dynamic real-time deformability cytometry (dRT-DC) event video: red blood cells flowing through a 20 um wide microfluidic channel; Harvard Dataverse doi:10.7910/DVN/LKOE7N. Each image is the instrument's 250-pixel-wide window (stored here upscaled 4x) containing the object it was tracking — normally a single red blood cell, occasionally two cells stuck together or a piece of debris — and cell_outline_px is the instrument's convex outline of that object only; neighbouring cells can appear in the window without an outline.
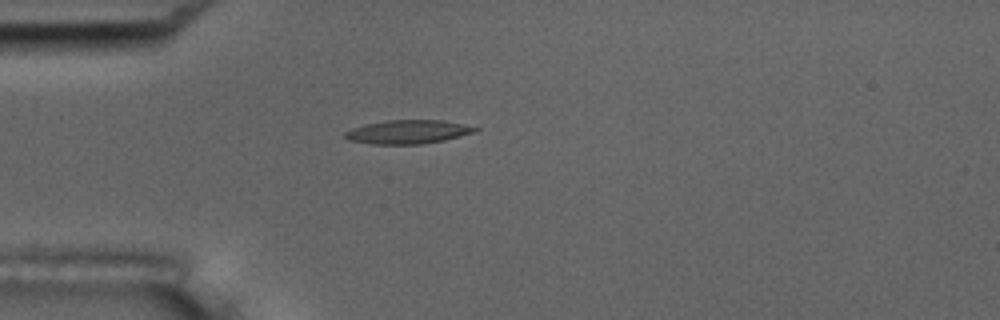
{"species": "common noctule bat (a hibernating species)", "species_latin": "Nyctalus noctula", "temperature_condition": "room temperature", "stored_images_in_passage": 40, "camera_frame_rate_fps": 3000, "um_per_image_px": 0.085, "animal": {"sex": "male", "body_mass_g": 17.5, "forearm_length_mm": 52.3}, "frame": {"image": 1, "passage_image": 1, "time_ms": 0.0, "image_size_px": [1000, 320], "cell_outline_px": [[480, 128], [476, 132], [444, 140], [420, 144], [372, 144], [348, 140], [344, 136], [344, 132], [352, 128], [364, 124], [388, 120], [444, 120], [464, 124]], "centroid_in_image_um": [34.67, 11.2], "position_along_channel_um": 50.3, "area_um2": 18.03}}
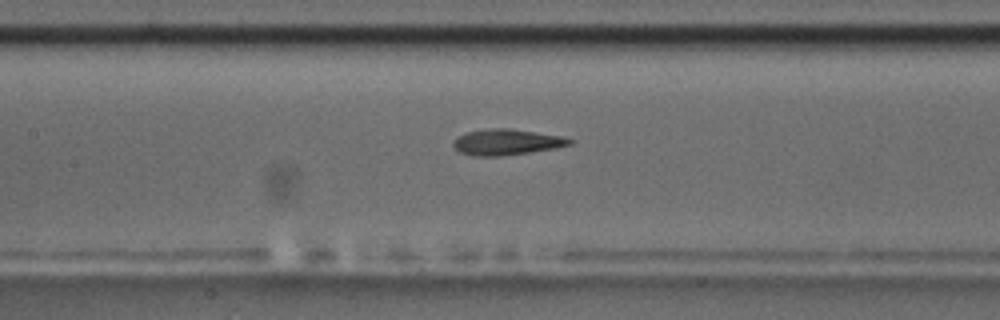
{"frame": {"image": 2, "passage_image": 11, "time_ms": 3.333, "image_size_px": [1000, 320], "cell_outline_px": [[576, 140], [572, 144], [552, 148], [528, 152], [500, 156], [472, 156], [460, 152], [452, 148], [452, 140], [456, 136], [464, 132], [492, 128], [508, 128], [560, 136]], "centroid_in_image_um": [42.97, 12.07], "position_along_channel_um": 164.4, "area_um2": 17.57}}
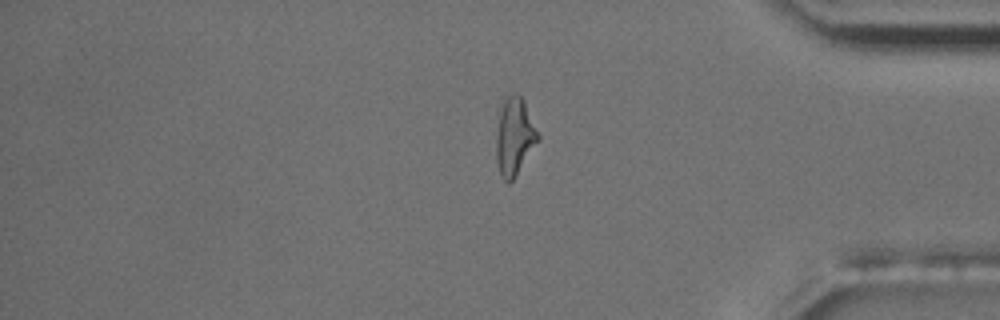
{"frame": {"image": 3, "passage_image": 31, "time_ms": 10.0, "image_size_px": [1000, 320], "cell_outline_px": [[540, 140], [512, 180], [508, 184], [500, 176], [496, 160], [496, 136], [500, 108], [504, 96], [516, 92], [524, 100], [540, 136]], "centroid_in_image_um": [43.72, 11.58], "position_along_channel_um": 391.5, "area_um2": 19.07}, "authors_computed_cell_mechanics": {"area_um2": 17.4267, "velocity_mm_per_s": 3.7504, "shape_relaxation_time_tau1_ms": 6.4567, "shape_relaxation_time_tau2_ms": 2.1258, "deformation_change_tau1": 0.238, "deformation_change_tau2": 0.1267}}